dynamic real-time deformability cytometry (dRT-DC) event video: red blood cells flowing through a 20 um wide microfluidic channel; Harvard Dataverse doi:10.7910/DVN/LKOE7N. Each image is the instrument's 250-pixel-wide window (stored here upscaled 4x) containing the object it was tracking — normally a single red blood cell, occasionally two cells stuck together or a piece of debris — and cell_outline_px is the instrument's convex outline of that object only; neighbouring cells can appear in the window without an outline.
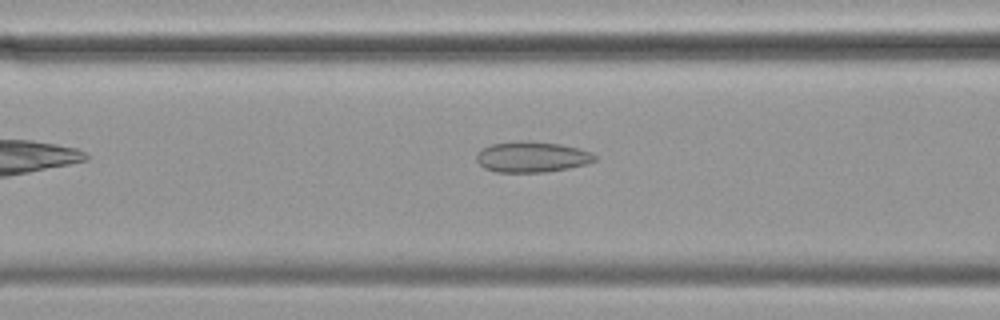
{"species": "common noctule bat (a hibernating species)", "species_latin": "Nyctalus noctula", "temperature_condition": "cold", "stored_images_in_passage": 40, "camera_frame_rate_fps": 3000, "um_per_image_px": 0.085, "animal": {"sex": "female", "body_mass_g": 19.9}, "frame": {"image": 1, "passage_image": 5, "time_ms": 1.333, "image_size_px": [1000, 320], "cell_outline_px": [[596, 160], [588, 164], [568, 168], [544, 172], [496, 172], [484, 168], [476, 160], [476, 152], [492, 144], [516, 140], [532, 140], [560, 144], [580, 148], [592, 152], [596, 156]], "centroid_in_image_um": [45.22, 13.32], "position_along_channel_um": 121.4, "area_um2": 21.5}}
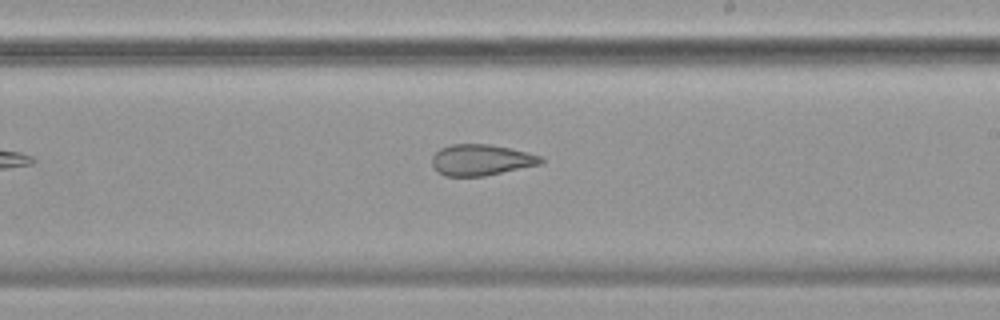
{"frame": {"image": 2, "passage_image": 16, "time_ms": 5.0, "image_size_px": [1000, 320], "cell_outline_px": [[544, 160], [540, 164], [484, 176], [444, 176], [436, 172], [432, 164], [432, 156], [440, 148], [452, 144], [488, 144], [528, 152], [540, 156]], "centroid_in_image_um": [40.85, 13.6], "position_along_channel_um": 248.1, "area_um2": 19.65}}
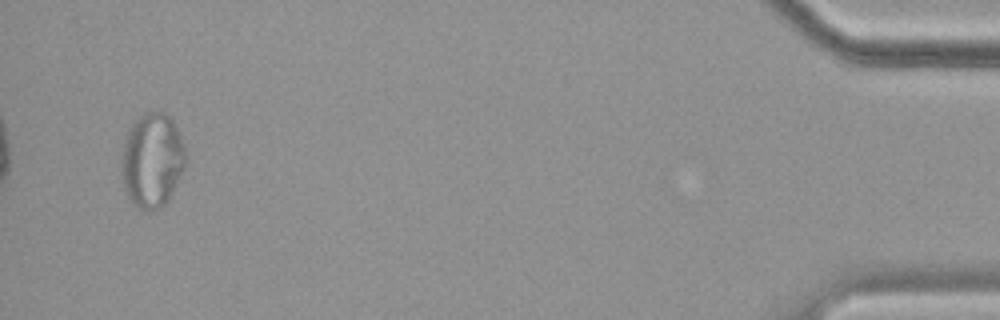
{"frame": {"image": 3, "passage_image": 38, "time_ms": 12.333, "image_size_px": [1000, 320], "cell_outline_px": [[184, 168], [168, 200], [160, 208], [148, 212], [136, 208], [132, 204], [124, 188], [120, 164], [120, 160], [124, 136], [132, 124], [144, 112], [164, 112], [176, 124], [184, 144]], "centroid_in_image_um": [12.89, 13.63], "position_along_channel_um": 422.3, "area_um2": 35.66}}